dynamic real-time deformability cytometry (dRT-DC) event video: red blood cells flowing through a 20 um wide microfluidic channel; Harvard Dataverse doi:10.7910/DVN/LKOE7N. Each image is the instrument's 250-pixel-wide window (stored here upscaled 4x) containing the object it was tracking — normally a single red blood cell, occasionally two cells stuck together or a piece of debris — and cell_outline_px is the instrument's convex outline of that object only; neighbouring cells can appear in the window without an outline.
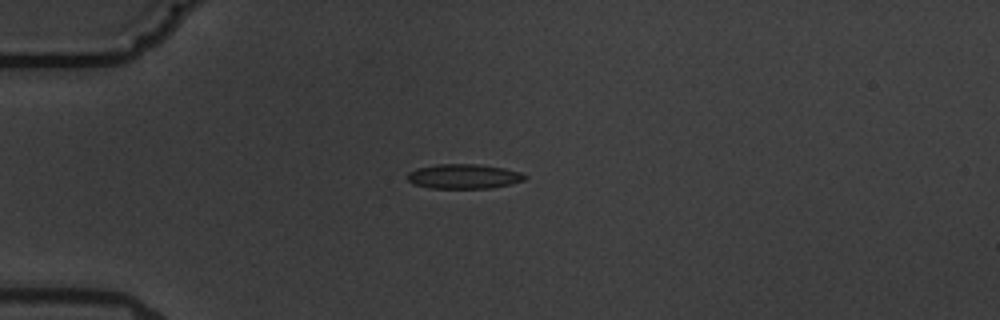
{"species": "common noctule bat (a hibernating species)", "species_latin": "Nyctalus noctula", "temperature_condition": "warm", "stored_images_in_passage": 6, "camera_frame_rate_fps": 3000, "um_per_image_px": 0.085, "animal": {"sex": "male", "body_mass_g": 19.5, "forearm_length_mm": 54.6}, "frame": {"image": 1, "passage_image": 4, "time_ms": 3.667, "image_size_px": [1000, 320], "cell_outline_px": [[528, 176], [524, 180], [512, 184], [492, 188], [428, 188], [412, 184], [408, 180], [408, 172], [416, 168], [436, 164], [476, 164], [504, 168], [520, 172]], "centroid_in_image_um": [39.41, 14.99], "position_along_channel_um": 45.6, "area_um2": 16.99}}
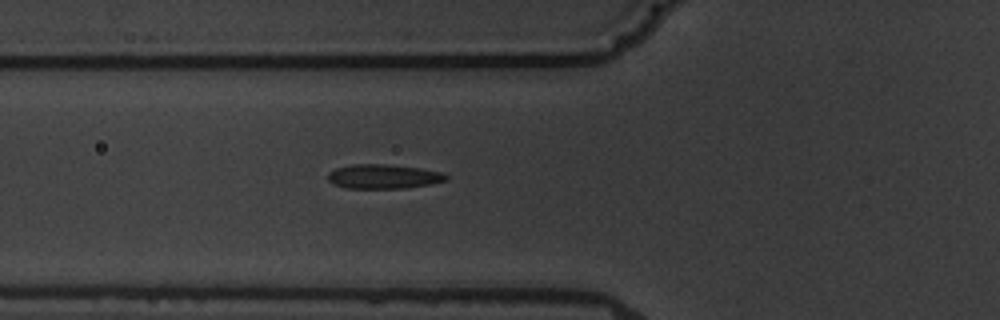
{"frame": {"image": 2, "passage_image": 6, "time_ms": 5.667, "image_size_px": [1000, 320], "cell_outline_px": [[448, 180], [428, 184], [404, 188], [344, 188], [328, 180], [328, 172], [336, 168], [352, 164], [384, 164], [420, 168], [440, 172], [448, 176]], "centroid_in_image_um": [32.57, 15.0], "position_along_channel_um": 93.2, "area_um2": 16.59}}